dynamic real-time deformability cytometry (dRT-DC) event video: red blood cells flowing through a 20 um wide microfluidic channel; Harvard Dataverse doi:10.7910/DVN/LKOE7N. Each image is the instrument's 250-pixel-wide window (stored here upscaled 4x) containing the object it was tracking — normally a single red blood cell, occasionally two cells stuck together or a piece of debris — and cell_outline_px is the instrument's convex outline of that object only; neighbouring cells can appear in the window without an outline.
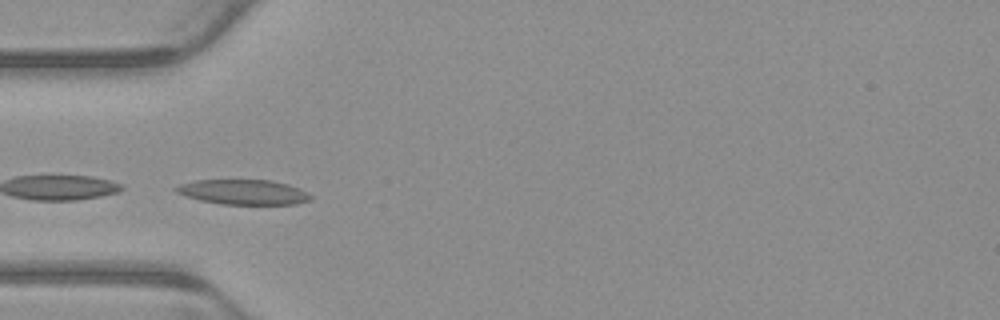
{"species": "common noctule bat (a hibernating species)", "species_latin": "Nyctalus noctula", "temperature_condition": "warm", "stored_images_in_passage": 5, "camera_frame_rate_fps": 3000, "um_per_image_px": 0.085, "animal": {"sex": "male", "body_mass_g": 23.1, "forearm_length_mm": 52.7}, "frame": {"image": 1, "passage_image": 5, "time_ms": 1.333, "image_size_px": [1000, 320], "cell_outline_px": [[312, 200], [296, 204], [220, 204], [200, 200], [184, 196], [176, 192], [172, 188], [180, 184], [196, 180], [272, 180], [288, 184], [300, 188], [308, 192], [312, 196]], "centroid_in_image_um": [20.7, 16.32], "position_along_channel_um": 64.3, "area_um2": 19.77}}